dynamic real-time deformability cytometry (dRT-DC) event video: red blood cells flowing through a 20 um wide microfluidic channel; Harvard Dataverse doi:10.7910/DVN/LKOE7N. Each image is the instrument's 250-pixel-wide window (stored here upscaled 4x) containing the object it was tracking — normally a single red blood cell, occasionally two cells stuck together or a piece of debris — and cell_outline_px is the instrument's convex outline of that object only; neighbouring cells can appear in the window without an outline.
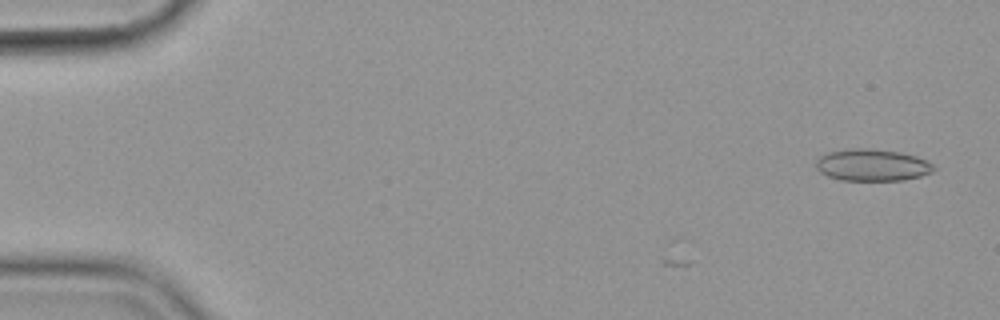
{"species": "common noctule bat (a hibernating species)", "species_latin": "Nyctalus noctula", "temperature_condition": "cold", "stored_images_in_passage": 3, "camera_frame_rate_fps": 3000, "um_per_image_px": 0.085, "animal": {"sex": "female", "body_mass_g": 19.9}, "frame": {"image": 1, "passage_image": 3, "time_ms": 0.667, "image_size_px": [1000, 320], "cell_outline_px": [[936, 168], [932, 172], [920, 176], [904, 180], [840, 180], [828, 176], [820, 172], [816, 168], [816, 160], [820, 156], [828, 152], [856, 148], [868, 148], [900, 152], [916, 156], [928, 160]], "centroid_in_image_um": [74.15, 14.03], "position_along_channel_um": 10.9, "area_um2": 21.91}}